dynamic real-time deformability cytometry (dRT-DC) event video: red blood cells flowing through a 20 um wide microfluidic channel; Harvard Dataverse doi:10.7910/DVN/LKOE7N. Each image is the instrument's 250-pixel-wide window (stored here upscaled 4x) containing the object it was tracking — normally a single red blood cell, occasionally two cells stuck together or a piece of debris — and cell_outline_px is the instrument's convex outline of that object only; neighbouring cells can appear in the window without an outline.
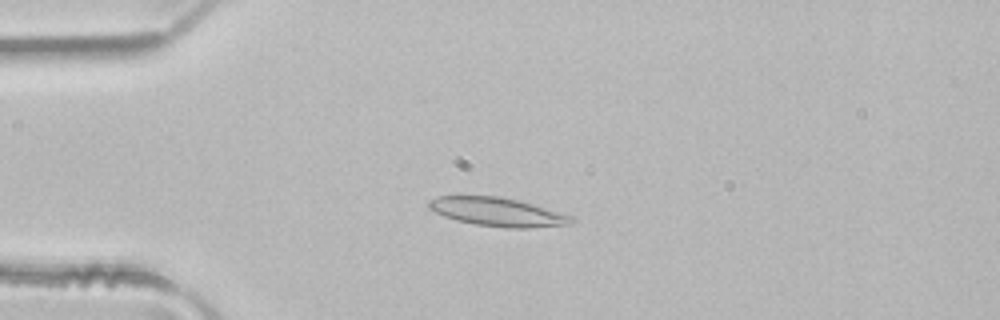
{"species": "common noctule bat (a hibernating species)", "species_latin": "Nyctalus noctula", "temperature_condition": "room temperature", "stored_images_in_passage": 49, "camera_frame_rate_fps": 3000, "um_per_image_px": 0.085, "animal": {"sex": "male", "body_mass_g": 21.5, "forearm_length_mm": 52.0}, "frame": {"image": 1, "passage_image": 12, "time_ms": 3.667, "image_size_px": [1000, 320], "cell_outline_px": [[576, 220], [572, 224], [528, 228], [504, 228], [476, 224], [456, 220], [444, 216], [428, 208], [428, 200], [436, 196], [500, 196], [520, 200], [560, 212], [572, 216]], "centroid_in_image_um": [42.31, 18.01], "position_along_channel_um": 42.7, "area_um2": 23.93}}
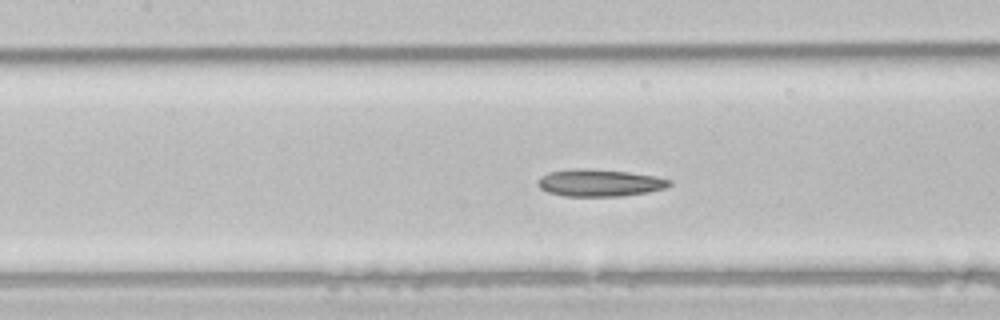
{"frame": {"image": 2, "passage_image": 22, "time_ms": 7.0, "image_size_px": [1000, 320], "cell_outline_px": [[672, 184], [664, 188], [648, 192], [620, 196], [564, 196], [548, 192], [540, 188], [536, 184], [536, 180], [540, 176], [548, 172], [572, 168], [584, 168], [628, 172], [656, 176], [672, 180]], "centroid_in_image_um": [50.92, 15.53], "position_along_channel_um": 156.5, "area_um2": 20.98}}
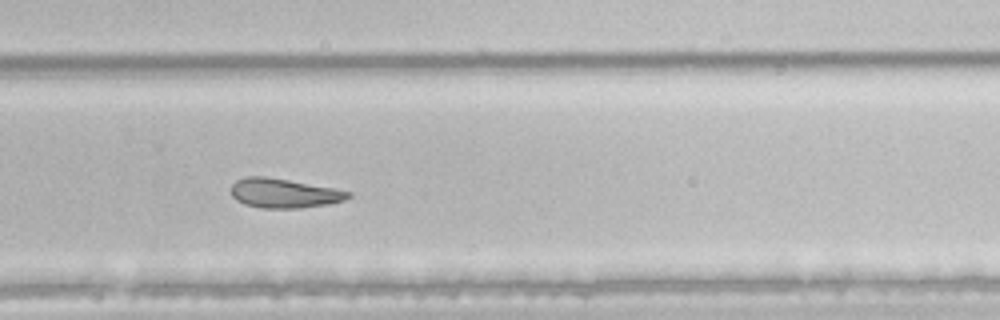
{"frame": {"image": 3, "passage_image": 33, "time_ms": 10.667, "image_size_px": [1000, 320], "cell_outline_px": [[352, 196], [344, 200], [328, 204], [300, 208], [260, 208], [244, 204], [236, 200], [232, 196], [232, 184], [236, 180], [244, 176], [264, 176], [288, 180], [332, 188], [352, 192]], "centroid_in_image_um": [24.11, 16.42], "position_along_channel_um": 305.7, "area_um2": 20.0}, "authors_computed_cell_mechanics": {"area_um2": 23.2934, "velocity_mm_per_s": 4.0873, "shape_relaxation_time_tau1_ms": null, "shape_relaxation_time_tau2_ms": 8.7787, "deformation_change_tau1": null, "deformation_change_tau2": 0.1929}}